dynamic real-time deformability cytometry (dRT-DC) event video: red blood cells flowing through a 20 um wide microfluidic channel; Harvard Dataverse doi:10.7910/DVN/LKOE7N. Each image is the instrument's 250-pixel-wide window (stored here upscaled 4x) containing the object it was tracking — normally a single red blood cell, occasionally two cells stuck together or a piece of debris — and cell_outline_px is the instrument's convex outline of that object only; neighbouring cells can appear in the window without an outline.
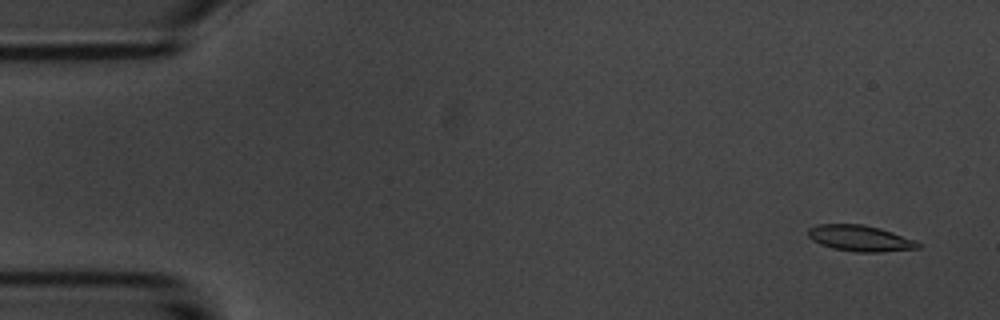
{"species": "common noctule bat (a hibernating species)", "species_latin": "Nyctalus noctula", "temperature_condition": "room temperature", "stored_images_in_passage": 54, "camera_frame_rate_fps": 3000, "um_per_image_px": 0.085, "animal": {"sex": "male", "body_mass_g": 20.1, "forearm_length_mm": 53.5}, "frame": {"image": 1, "passage_image": 3, "time_ms": 0.667, "image_size_px": [1000, 320], "cell_outline_px": [[920, 248], [880, 252], [856, 252], [832, 248], [820, 244], [812, 240], [808, 236], [808, 228], [816, 224], [864, 224], [880, 228], [916, 240], [920, 244]], "centroid_in_image_um": [73.09, 20.25], "position_along_channel_um": 11.9, "area_um2": 16.76}}
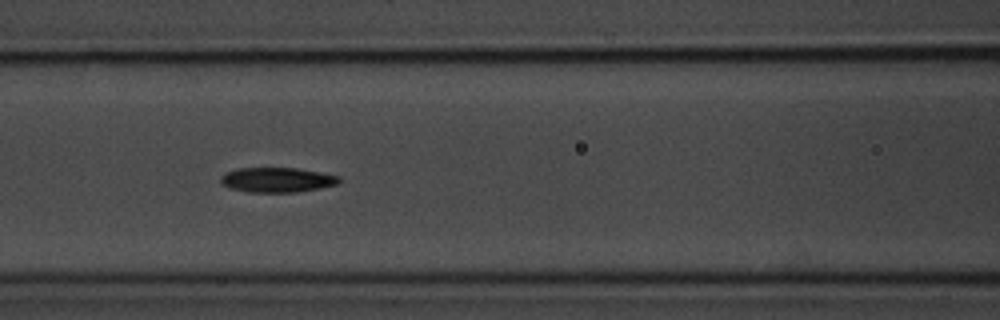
{"frame": {"image": 2, "passage_image": 23, "time_ms": 7.333, "image_size_px": [1000, 320], "cell_outline_px": [[340, 180], [336, 184], [320, 188], [296, 192], [248, 192], [228, 188], [220, 184], [220, 176], [224, 172], [236, 168], [296, 168], [320, 172], [340, 176]], "centroid_in_image_um": [23.48, 15.28], "position_along_channel_um": 143.1, "area_um2": 17.28}}
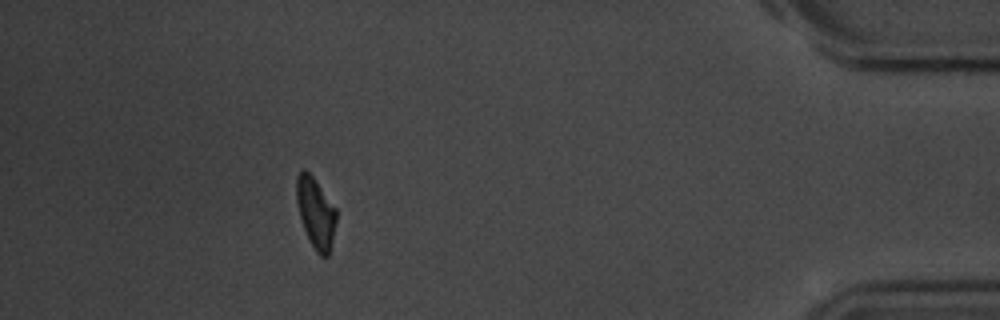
{"frame": {"image": 3, "passage_image": 49, "time_ms": 16.0, "image_size_px": [1000, 320], "cell_outline_px": [[336, 220], [332, 240], [328, 256], [320, 256], [316, 252], [304, 228], [300, 216], [296, 200], [296, 176], [300, 168], [304, 168], [312, 176], [336, 208]], "centroid_in_image_um": [26.82, 18.04], "position_along_channel_um": 408.4, "area_um2": 16.13}, "authors_computed_cell_mechanics": {"area_um2": 17.1088, "velocity_mm_per_s": 3.6917, "shape_relaxation_time_tau1_ms": 2.6332, "shape_relaxation_time_tau2_ms": 5.3277, "deformation_change_tau1": 0.1474, "deformation_change_tau2": 0.1296}}